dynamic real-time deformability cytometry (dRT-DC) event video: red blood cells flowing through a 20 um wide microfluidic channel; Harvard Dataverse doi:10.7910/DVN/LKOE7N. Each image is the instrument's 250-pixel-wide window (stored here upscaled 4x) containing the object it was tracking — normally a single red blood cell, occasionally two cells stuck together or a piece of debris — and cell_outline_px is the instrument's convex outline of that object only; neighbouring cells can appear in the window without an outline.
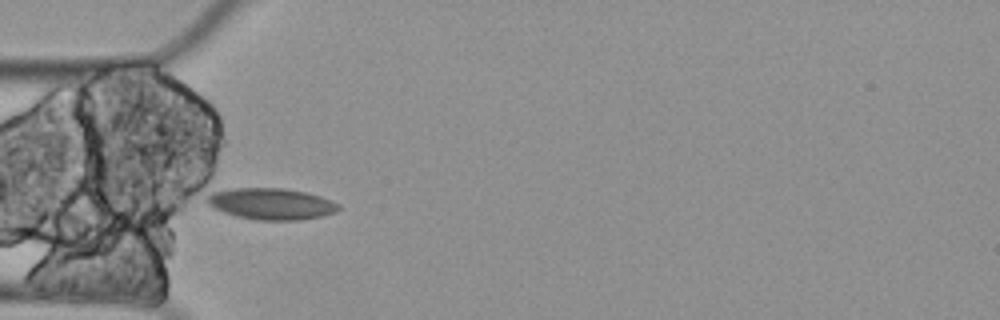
{"species": "Egyptian fruit bat (a non-hibernating species)", "species_latin": "Rousettus aegyptiacus", "temperature_condition": "cold", "stored_images_in_passage": 7, "camera_frame_rate_fps": 3000, "um_per_image_px": 0.085, "animal": {"sex": "female"}, "frame": {"image": 1, "passage_image": 4, "time_ms": 1.0, "image_size_px": [1000, 320], "cell_outline_px": [[340, 208], [336, 212], [320, 216], [296, 220], [256, 220], [236, 216], [224, 212], [208, 204], [204, 200], [212, 192], [232, 188], [284, 188], [308, 192], [320, 196], [340, 204]], "centroid_in_image_um": [23.06, 17.32], "position_along_channel_um": 61.9, "area_um2": 24.04}}
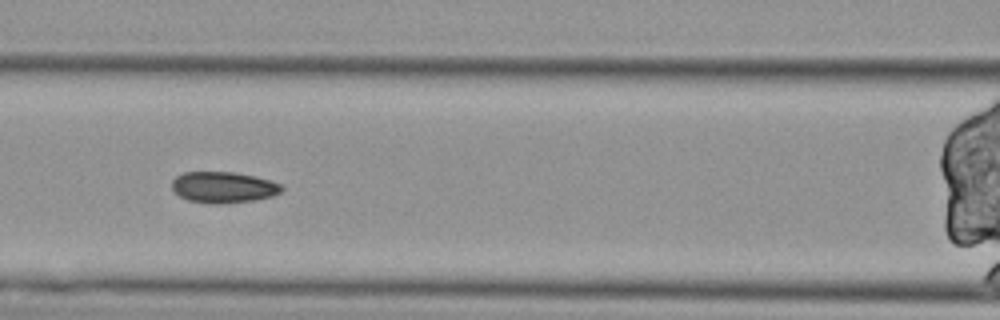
{"frame": {"image": 2, "passage_image": 6, "time_ms": 1.667, "image_size_px": [1000, 320], "cell_outline_px": [[284, 188], [280, 192], [272, 196], [256, 200], [220, 204], [212, 204], [188, 200], [180, 196], [172, 188], [172, 180], [176, 176], [184, 172], [232, 172], [256, 176], [272, 180], [284, 184]], "centroid_in_image_um": [19.03, 15.91], "position_along_channel_um": 147.6, "area_um2": 20.11}}
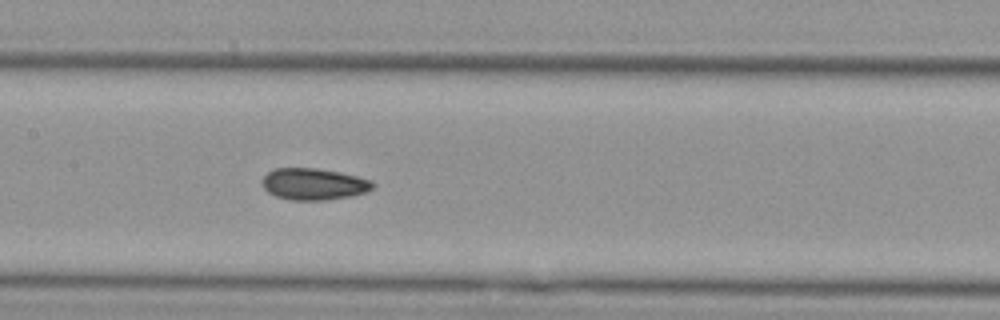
{"frame": {"image": 3, "passage_image": 7, "time_ms": 2.0, "image_size_px": [1000, 320], "cell_outline_px": [[376, 184], [372, 188], [364, 192], [352, 196], [320, 200], [292, 200], [276, 196], [268, 192], [264, 188], [264, 176], [268, 172], [276, 168], [316, 168], [340, 172], [372, 180]], "centroid_in_image_um": [26.69, 15.64], "position_along_channel_um": 180.7, "area_um2": 20.17}}